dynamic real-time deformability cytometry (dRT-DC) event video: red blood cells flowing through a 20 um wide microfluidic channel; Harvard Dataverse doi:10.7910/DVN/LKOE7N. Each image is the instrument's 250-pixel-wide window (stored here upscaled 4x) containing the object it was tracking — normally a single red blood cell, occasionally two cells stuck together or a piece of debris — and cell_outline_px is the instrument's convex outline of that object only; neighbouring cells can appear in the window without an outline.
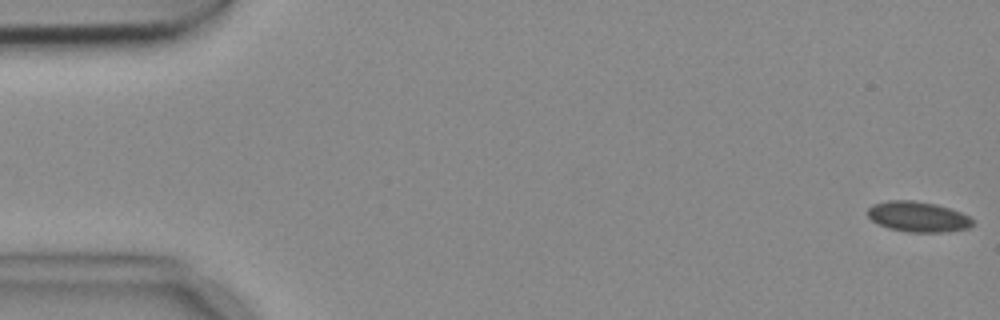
{"species": "common noctule bat (a hibernating species)", "species_latin": "Nyctalus noctula", "temperature_condition": "cold", "stored_images_in_passage": 55, "camera_frame_rate_fps": 3000, "um_per_image_px": 0.085, "animal": {"sex": "female", "body_mass_g": 18.4}, "frame": {"image": 1, "passage_image": 1, "time_ms": 0.0, "image_size_px": [1000, 320], "cell_outline_px": [[972, 224], [968, 228], [940, 232], [908, 232], [888, 228], [872, 220], [868, 216], [868, 208], [872, 204], [888, 200], [912, 200], [936, 204], [960, 212], [968, 216], [972, 220]], "centroid_in_image_um": [77.99, 18.41], "position_along_channel_um": 7.0, "area_um2": 18.38}}
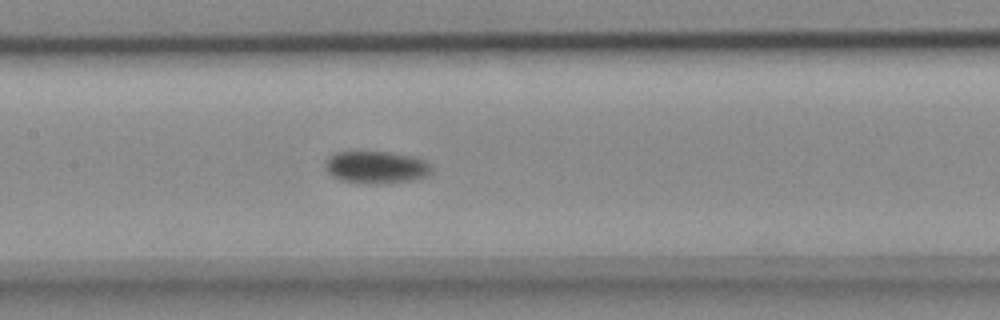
{"frame": {"image": 2, "passage_image": 26, "time_ms": 8.333, "image_size_px": [1000, 320], "cell_outline_px": [[432, 172], [424, 176], [412, 180], [380, 184], [364, 184], [340, 180], [332, 176], [328, 172], [324, 164], [328, 156], [336, 152], [388, 152], [408, 156], [424, 160], [432, 168]], "centroid_in_image_um": [31.92, 14.23], "position_along_channel_um": 175.5, "area_um2": 19.94}}
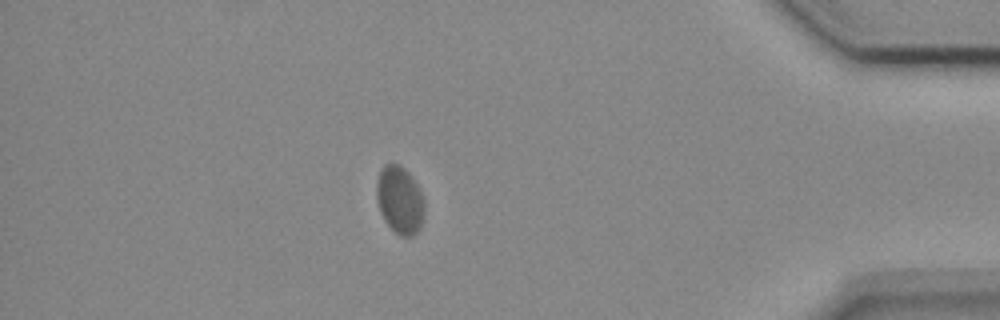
{"frame": {"image": 3, "passage_image": 48, "time_ms": 15.667, "image_size_px": [1000, 320], "cell_outline_px": [[424, 212], [420, 228], [412, 236], [400, 236], [384, 220], [380, 212], [376, 196], [376, 184], [380, 172], [384, 164], [400, 164], [408, 172], [416, 184], [424, 200]], "centroid_in_image_um": [33.97, 17.0], "position_along_channel_um": 401.2, "area_um2": 18.67}}